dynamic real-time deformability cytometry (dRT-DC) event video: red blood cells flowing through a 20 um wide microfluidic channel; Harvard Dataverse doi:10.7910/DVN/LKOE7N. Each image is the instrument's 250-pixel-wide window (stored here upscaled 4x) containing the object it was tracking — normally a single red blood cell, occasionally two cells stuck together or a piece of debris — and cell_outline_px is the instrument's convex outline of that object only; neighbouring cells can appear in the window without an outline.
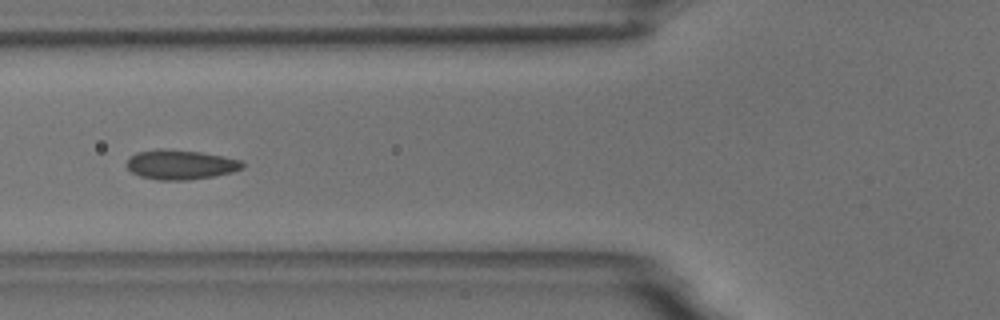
{"species": "common noctule bat (a hibernating species)", "species_latin": "Nyctalus noctula", "temperature_condition": "room temperature", "stored_images_in_passage": 19, "camera_frame_rate_fps": 3000, "um_per_image_px": 0.085, "animal": {"sex": "male", "body_mass_g": 18.8}, "frame": {"image": 1, "passage_image": 6, "time_ms": 1.667, "image_size_px": [1000, 320], "cell_outline_px": [[244, 168], [232, 172], [212, 176], [188, 180], [156, 180], [140, 176], [132, 172], [124, 164], [136, 152], [156, 148], [164, 148], [200, 152], [224, 156], [240, 160], [244, 164]], "centroid_in_image_um": [15.32, 13.98], "position_along_channel_um": 110.5, "area_um2": 20.11}}
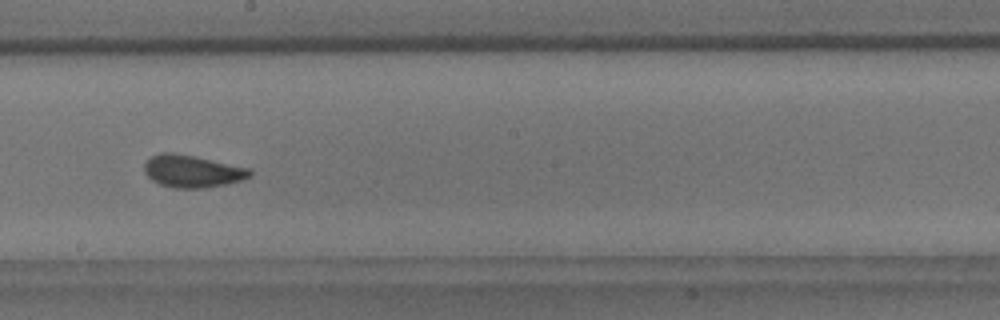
{"frame": {"image": 2, "passage_image": 16, "time_ms": 5.0, "image_size_px": [1000, 320], "cell_outline_px": [[252, 176], [240, 180], [224, 184], [204, 188], [172, 188], [160, 184], [152, 180], [144, 172], [144, 164], [152, 156], [160, 152], [172, 152], [252, 168]], "centroid_in_image_um": [16.34, 14.55], "position_along_channel_um": 231.9, "area_um2": 19.83}}